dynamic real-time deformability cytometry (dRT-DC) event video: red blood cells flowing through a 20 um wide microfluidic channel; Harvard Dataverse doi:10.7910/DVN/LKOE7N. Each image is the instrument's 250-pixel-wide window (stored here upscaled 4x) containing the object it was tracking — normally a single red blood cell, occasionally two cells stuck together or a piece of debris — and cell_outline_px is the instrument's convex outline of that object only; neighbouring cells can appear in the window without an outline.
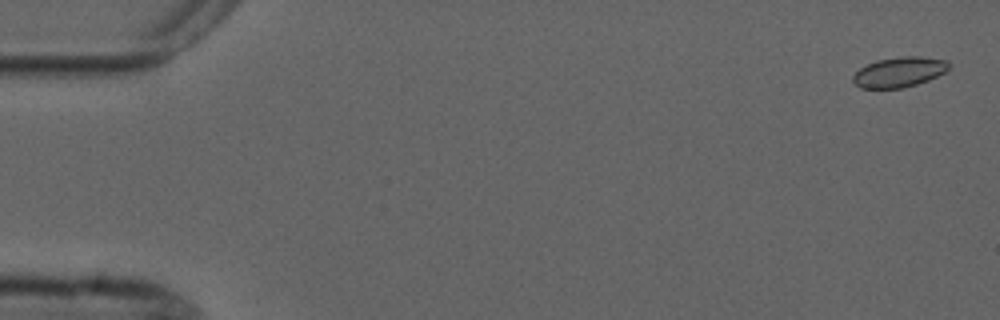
{"species": "common noctule bat (a hibernating species)", "species_latin": "Nyctalus noctula", "temperature_condition": "cold", "stored_images_in_passage": 6, "segment_of_instrument_passage": [1, 2], "camera_frame_rate_fps": 3000, "um_per_image_px": 0.085, "animal": {"sex": "male", "forearm_length_mm": 52.5}, "frame": {"image": 1, "passage_image": 1, "time_ms": 0.0, "image_size_px": [1000, 320], "cell_outline_px": [[952, 64], [944, 72], [928, 80], [904, 88], [860, 88], [852, 80], [852, 76], [860, 68], [876, 60], [900, 56], [920, 56], [948, 60]], "centroid_in_image_um": [76.44, 6.11], "position_along_channel_um": 8.6, "area_um2": 16.88}}
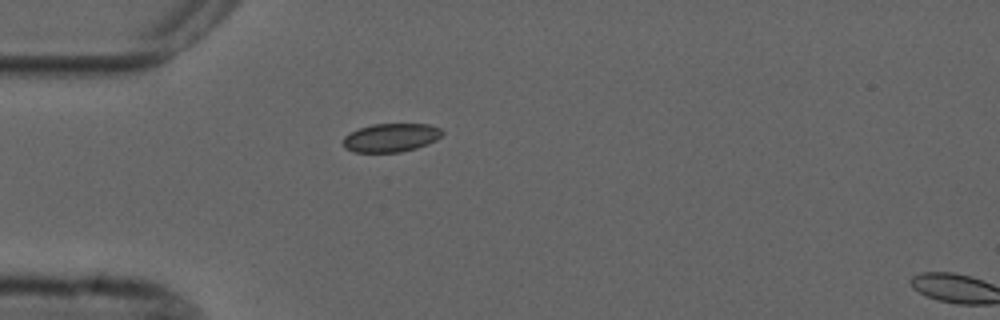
{"frame": {"image": 2, "passage_image": 5, "time_ms": 4.667, "image_size_px": [1000, 320], "cell_outline_px": [[444, 132], [436, 140], [428, 144], [416, 148], [400, 152], [352, 152], [344, 148], [344, 136], [360, 128], [372, 124], [428, 124], [440, 128]], "centroid_in_image_um": [33.24, 11.7], "position_along_channel_um": 51.8, "area_um2": 16.42}}